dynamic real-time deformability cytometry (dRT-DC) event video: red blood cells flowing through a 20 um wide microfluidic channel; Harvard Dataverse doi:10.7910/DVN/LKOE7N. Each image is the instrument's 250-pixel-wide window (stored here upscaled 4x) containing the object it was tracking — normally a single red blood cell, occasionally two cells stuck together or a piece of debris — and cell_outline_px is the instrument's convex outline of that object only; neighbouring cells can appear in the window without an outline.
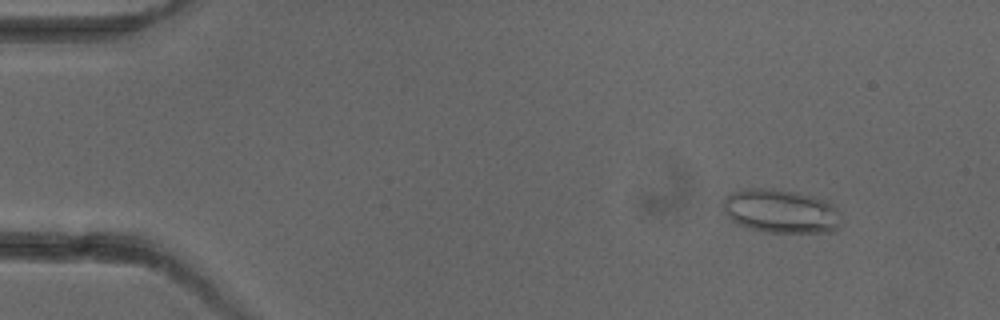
{"species": "common noctule bat (a hibernating species)", "species_latin": "Nyctalus noctula", "temperature_condition": "cold", "stored_images_in_passage": 4, "camera_frame_rate_fps": 3000, "um_per_image_px": 0.085, "animal": {"sex": "female"}, "frame": {"image": 1, "passage_image": 1, "time_ms": 0.0, "image_size_px": [1000, 320], "cell_outline_px": [[836, 232], [764, 232], [736, 224], [724, 212], [724, 200], [732, 192], [748, 188], [772, 188], [796, 192], [828, 200], [832, 204], [836, 224]], "centroid_in_image_um": [66.29, 17.94], "position_along_channel_um": 18.7, "area_um2": 29.54}}